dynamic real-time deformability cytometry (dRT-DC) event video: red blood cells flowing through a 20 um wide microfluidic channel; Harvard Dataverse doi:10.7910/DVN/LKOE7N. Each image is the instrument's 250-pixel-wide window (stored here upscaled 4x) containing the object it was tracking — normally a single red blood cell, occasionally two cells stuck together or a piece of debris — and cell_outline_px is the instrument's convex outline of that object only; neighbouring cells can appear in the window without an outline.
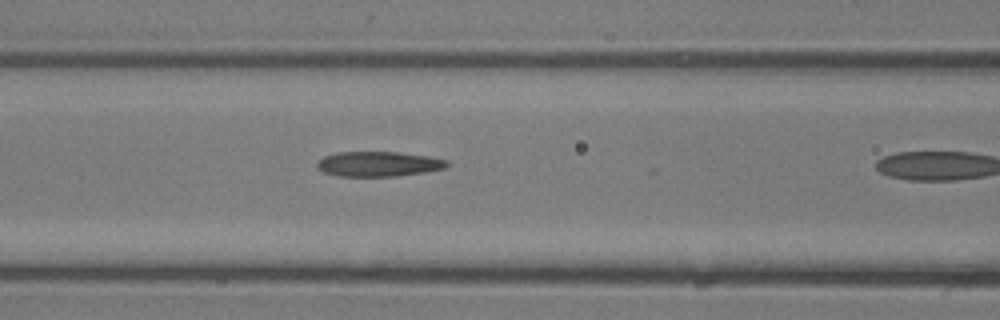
{"species": "common noctule bat (a hibernating species)", "species_latin": "Nyctalus noctula", "temperature_condition": "room temperature", "stored_images_in_passage": 7, "camera_frame_rate_fps": 3000, "um_per_image_px": 0.085, "animal": {"sex": "male", "body_mass_g": 13.3}, "frame": {"image": 1, "passage_image": 6, "time_ms": 1.667, "image_size_px": [1000, 320], "cell_outline_px": [[448, 164], [444, 168], [424, 172], [396, 176], [336, 176], [324, 172], [316, 168], [316, 164], [324, 156], [336, 152], [396, 152], [428, 156], [448, 160]], "centroid_in_image_um": [32.13, 13.94], "position_along_channel_um": 134.5, "area_um2": 18.84}}